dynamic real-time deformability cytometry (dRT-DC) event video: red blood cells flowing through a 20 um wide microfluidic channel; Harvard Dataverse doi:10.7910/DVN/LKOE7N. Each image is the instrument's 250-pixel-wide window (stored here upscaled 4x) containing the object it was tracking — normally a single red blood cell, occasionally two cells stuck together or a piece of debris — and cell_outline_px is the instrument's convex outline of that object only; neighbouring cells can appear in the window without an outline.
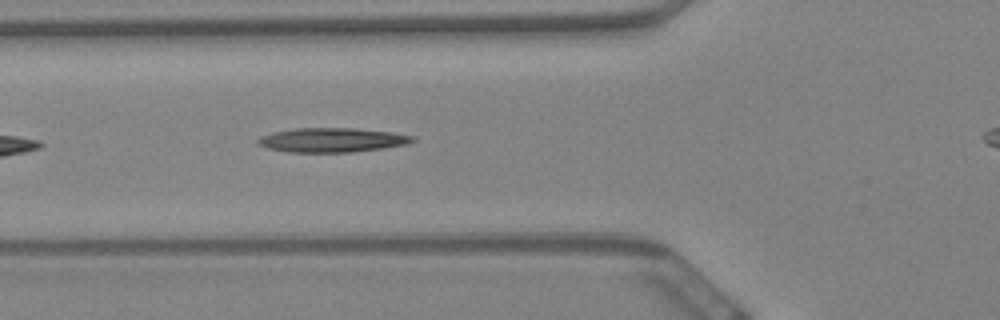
{"species": "Egyptian fruit bat (a non-hibernating species)", "species_latin": "Rousettus aegyptiacus", "temperature_condition": "warm", "stored_images_in_passage": 38, "camera_frame_rate_fps": 3000, "um_per_image_px": 0.085, "animal": {"sex": "female"}, "frame": {"image": 1, "passage_image": 3, "time_ms": 0.667, "image_size_px": [1000, 320], "cell_outline_px": [[416, 140], [408, 144], [384, 148], [352, 152], [288, 152], [268, 148], [260, 144], [256, 140], [260, 136], [272, 132], [296, 128], [352, 128], [392, 132], [416, 136]], "centroid_in_image_um": [28.26, 11.9], "position_along_channel_um": 97.5, "area_um2": 21.96}}
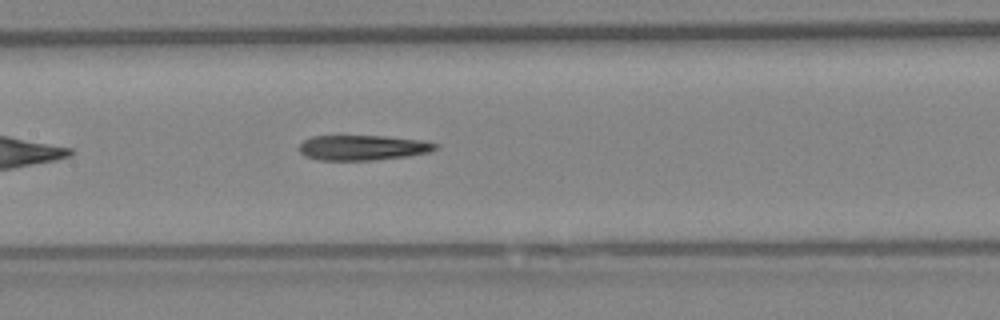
{"frame": {"image": 2, "passage_image": 10, "time_ms": 3.0, "image_size_px": [1000, 320], "cell_outline_px": [[440, 148], [432, 152], [408, 156], [376, 160], [320, 160], [304, 156], [300, 152], [300, 144], [304, 140], [312, 136], [384, 136], [420, 140], [440, 144]], "centroid_in_image_um": [30.89, 12.55], "position_along_channel_um": 176.5, "area_um2": 20.11}}
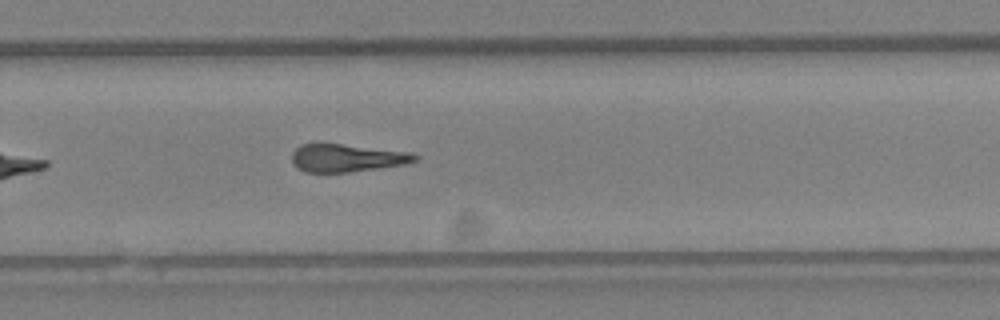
{"frame": {"image": 3, "passage_image": 21, "time_ms": 6.667, "image_size_px": [1000, 320], "cell_outline_px": [[420, 156], [416, 160], [408, 164], [348, 172], [304, 172], [296, 168], [292, 164], [292, 152], [300, 144], [340, 144], [412, 152]], "centroid_in_image_um": [29.48, 13.43], "position_along_channel_um": 300.3, "area_um2": 20.0}}